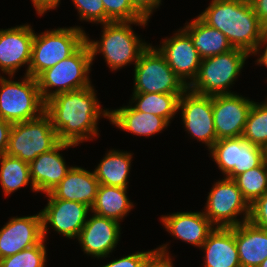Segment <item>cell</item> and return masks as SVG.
Masks as SVG:
<instances>
[{
  "instance_id": "cell-1",
  "label": "cell",
  "mask_w": 267,
  "mask_h": 267,
  "mask_svg": "<svg viewBox=\"0 0 267 267\" xmlns=\"http://www.w3.org/2000/svg\"><path fill=\"white\" fill-rule=\"evenodd\" d=\"M94 86L59 93L45 102V113L60 142L79 145L86 140L99 137L98 121L109 120L110 110L103 109L96 96Z\"/></svg>"
},
{
  "instance_id": "cell-2",
  "label": "cell",
  "mask_w": 267,
  "mask_h": 267,
  "mask_svg": "<svg viewBox=\"0 0 267 267\" xmlns=\"http://www.w3.org/2000/svg\"><path fill=\"white\" fill-rule=\"evenodd\" d=\"M198 16L209 26L221 31L233 48L245 50L250 55L265 31L250 1L211 0Z\"/></svg>"
},
{
  "instance_id": "cell-3",
  "label": "cell",
  "mask_w": 267,
  "mask_h": 267,
  "mask_svg": "<svg viewBox=\"0 0 267 267\" xmlns=\"http://www.w3.org/2000/svg\"><path fill=\"white\" fill-rule=\"evenodd\" d=\"M148 21L110 22L101 24L100 40H90L86 35L92 60L102 54L111 71H117L129 64H136L141 53L150 45L135 34L131 25L145 27ZM134 62V63H133Z\"/></svg>"
},
{
  "instance_id": "cell-4",
  "label": "cell",
  "mask_w": 267,
  "mask_h": 267,
  "mask_svg": "<svg viewBox=\"0 0 267 267\" xmlns=\"http://www.w3.org/2000/svg\"><path fill=\"white\" fill-rule=\"evenodd\" d=\"M81 26L59 27L41 34L34 32L28 75L37 78L43 71L74 54L85 42Z\"/></svg>"
},
{
  "instance_id": "cell-5",
  "label": "cell",
  "mask_w": 267,
  "mask_h": 267,
  "mask_svg": "<svg viewBox=\"0 0 267 267\" xmlns=\"http://www.w3.org/2000/svg\"><path fill=\"white\" fill-rule=\"evenodd\" d=\"M92 64L91 50L85 42L74 54L36 78L42 99L46 102L56 94L91 86L89 73Z\"/></svg>"
},
{
  "instance_id": "cell-6",
  "label": "cell",
  "mask_w": 267,
  "mask_h": 267,
  "mask_svg": "<svg viewBox=\"0 0 267 267\" xmlns=\"http://www.w3.org/2000/svg\"><path fill=\"white\" fill-rule=\"evenodd\" d=\"M250 54L242 49L232 50L201 60L196 78L188 86L193 93L200 95L231 94V85L235 84L246 59ZM230 88V89H229Z\"/></svg>"
},
{
  "instance_id": "cell-7",
  "label": "cell",
  "mask_w": 267,
  "mask_h": 267,
  "mask_svg": "<svg viewBox=\"0 0 267 267\" xmlns=\"http://www.w3.org/2000/svg\"><path fill=\"white\" fill-rule=\"evenodd\" d=\"M23 76L20 81H14V75L0 76V118L11 124L38 118L45 112L37 79Z\"/></svg>"
},
{
  "instance_id": "cell-8",
  "label": "cell",
  "mask_w": 267,
  "mask_h": 267,
  "mask_svg": "<svg viewBox=\"0 0 267 267\" xmlns=\"http://www.w3.org/2000/svg\"><path fill=\"white\" fill-rule=\"evenodd\" d=\"M59 142L51 119L44 112L38 118L12 125L6 154L30 163Z\"/></svg>"
},
{
  "instance_id": "cell-9",
  "label": "cell",
  "mask_w": 267,
  "mask_h": 267,
  "mask_svg": "<svg viewBox=\"0 0 267 267\" xmlns=\"http://www.w3.org/2000/svg\"><path fill=\"white\" fill-rule=\"evenodd\" d=\"M134 67L132 93H184L188 89L152 44L141 53Z\"/></svg>"
},
{
  "instance_id": "cell-10",
  "label": "cell",
  "mask_w": 267,
  "mask_h": 267,
  "mask_svg": "<svg viewBox=\"0 0 267 267\" xmlns=\"http://www.w3.org/2000/svg\"><path fill=\"white\" fill-rule=\"evenodd\" d=\"M208 194L203 213L215 227H233L249 220L250 205L232 179L217 180ZM242 214V220L237 219Z\"/></svg>"
},
{
  "instance_id": "cell-11",
  "label": "cell",
  "mask_w": 267,
  "mask_h": 267,
  "mask_svg": "<svg viewBox=\"0 0 267 267\" xmlns=\"http://www.w3.org/2000/svg\"><path fill=\"white\" fill-rule=\"evenodd\" d=\"M209 152L218 169L228 179L258 167L265 160V149L249 143L242 136L219 139Z\"/></svg>"
},
{
  "instance_id": "cell-12",
  "label": "cell",
  "mask_w": 267,
  "mask_h": 267,
  "mask_svg": "<svg viewBox=\"0 0 267 267\" xmlns=\"http://www.w3.org/2000/svg\"><path fill=\"white\" fill-rule=\"evenodd\" d=\"M179 110L185 131L197 142L205 144L209 150L217 141L212 96L200 95L187 89L179 98Z\"/></svg>"
},
{
  "instance_id": "cell-13",
  "label": "cell",
  "mask_w": 267,
  "mask_h": 267,
  "mask_svg": "<svg viewBox=\"0 0 267 267\" xmlns=\"http://www.w3.org/2000/svg\"><path fill=\"white\" fill-rule=\"evenodd\" d=\"M45 195L48 203L40 210L43 239L46 240L48 237L49 224L58 234L68 239H77L90 215L91 208L84 203L55 199L50 193Z\"/></svg>"
},
{
  "instance_id": "cell-14",
  "label": "cell",
  "mask_w": 267,
  "mask_h": 267,
  "mask_svg": "<svg viewBox=\"0 0 267 267\" xmlns=\"http://www.w3.org/2000/svg\"><path fill=\"white\" fill-rule=\"evenodd\" d=\"M253 100L238 93L212 96L217 140L241 137Z\"/></svg>"
},
{
  "instance_id": "cell-15",
  "label": "cell",
  "mask_w": 267,
  "mask_h": 267,
  "mask_svg": "<svg viewBox=\"0 0 267 267\" xmlns=\"http://www.w3.org/2000/svg\"><path fill=\"white\" fill-rule=\"evenodd\" d=\"M34 32L29 24L0 29V71L5 75H15L24 65L28 75Z\"/></svg>"
},
{
  "instance_id": "cell-16",
  "label": "cell",
  "mask_w": 267,
  "mask_h": 267,
  "mask_svg": "<svg viewBox=\"0 0 267 267\" xmlns=\"http://www.w3.org/2000/svg\"><path fill=\"white\" fill-rule=\"evenodd\" d=\"M175 32L172 37L163 39L162 45L156 48L173 72L189 86L198 74L202 59L193 46L190 35L183 28Z\"/></svg>"
},
{
  "instance_id": "cell-17",
  "label": "cell",
  "mask_w": 267,
  "mask_h": 267,
  "mask_svg": "<svg viewBox=\"0 0 267 267\" xmlns=\"http://www.w3.org/2000/svg\"><path fill=\"white\" fill-rule=\"evenodd\" d=\"M121 223L96 214L88 216L77 238L82 251L93 258L104 259L120 241Z\"/></svg>"
},
{
  "instance_id": "cell-18",
  "label": "cell",
  "mask_w": 267,
  "mask_h": 267,
  "mask_svg": "<svg viewBox=\"0 0 267 267\" xmlns=\"http://www.w3.org/2000/svg\"><path fill=\"white\" fill-rule=\"evenodd\" d=\"M43 240L41 213L12 217L0 229V259L35 246Z\"/></svg>"
},
{
  "instance_id": "cell-19",
  "label": "cell",
  "mask_w": 267,
  "mask_h": 267,
  "mask_svg": "<svg viewBox=\"0 0 267 267\" xmlns=\"http://www.w3.org/2000/svg\"><path fill=\"white\" fill-rule=\"evenodd\" d=\"M77 145L59 142L50 151L39 155L29 163L30 177L36 192H51L66 176L72 166H67L60 151Z\"/></svg>"
},
{
  "instance_id": "cell-20",
  "label": "cell",
  "mask_w": 267,
  "mask_h": 267,
  "mask_svg": "<svg viewBox=\"0 0 267 267\" xmlns=\"http://www.w3.org/2000/svg\"><path fill=\"white\" fill-rule=\"evenodd\" d=\"M160 219L171 236L199 248L206 241L208 234L215 228L203 211L173 212L162 215Z\"/></svg>"
},
{
  "instance_id": "cell-21",
  "label": "cell",
  "mask_w": 267,
  "mask_h": 267,
  "mask_svg": "<svg viewBox=\"0 0 267 267\" xmlns=\"http://www.w3.org/2000/svg\"><path fill=\"white\" fill-rule=\"evenodd\" d=\"M99 181L94 171L72 166L64 179L49 192L55 199L84 203L90 208L95 202Z\"/></svg>"
},
{
  "instance_id": "cell-22",
  "label": "cell",
  "mask_w": 267,
  "mask_h": 267,
  "mask_svg": "<svg viewBox=\"0 0 267 267\" xmlns=\"http://www.w3.org/2000/svg\"><path fill=\"white\" fill-rule=\"evenodd\" d=\"M204 267H241L233 227H215L200 247Z\"/></svg>"
},
{
  "instance_id": "cell-23",
  "label": "cell",
  "mask_w": 267,
  "mask_h": 267,
  "mask_svg": "<svg viewBox=\"0 0 267 267\" xmlns=\"http://www.w3.org/2000/svg\"><path fill=\"white\" fill-rule=\"evenodd\" d=\"M241 267H258L267 258V230L249 220L234 226Z\"/></svg>"
},
{
  "instance_id": "cell-24",
  "label": "cell",
  "mask_w": 267,
  "mask_h": 267,
  "mask_svg": "<svg viewBox=\"0 0 267 267\" xmlns=\"http://www.w3.org/2000/svg\"><path fill=\"white\" fill-rule=\"evenodd\" d=\"M110 124L121 131H126L137 136L150 137L167 129L169 123L158 115L140 112L132 104L117 109H111ZM167 127V128H166Z\"/></svg>"
},
{
  "instance_id": "cell-25",
  "label": "cell",
  "mask_w": 267,
  "mask_h": 267,
  "mask_svg": "<svg viewBox=\"0 0 267 267\" xmlns=\"http://www.w3.org/2000/svg\"><path fill=\"white\" fill-rule=\"evenodd\" d=\"M183 29L190 35L193 46L201 59L226 53L233 49L227 37L216 28L206 24L199 16L186 22Z\"/></svg>"
},
{
  "instance_id": "cell-26",
  "label": "cell",
  "mask_w": 267,
  "mask_h": 267,
  "mask_svg": "<svg viewBox=\"0 0 267 267\" xmlns=\"http://www.w3.org/2000/svg\"><path fill=\"white\" fill-rule=\"evenodd\" d=\"M133 154L121 150L110 149L94 169L99 184L128 188V177Z\"/></svg>"
},
{
  "instance_id": "cell-27",
  "label": "cell",
  "mask_w": 267,
  "mask_h": 267,
  "mask_svg": "<svg viewBox=\"0 0 267 267\" xmlns=\"http://www.w3.org/2000/svg\"><path fill=\"white\" fill-rule=\"evenodd\" d=\"M134 207L127 196V188L100 184L91 214L121 222Z\"/></svg>"
},
{
  "instance_id": "cell-28",
  "label": "cell",
  "mask_w": 267,
  "mask_h": 267,
  "mask_svg": "<svg viewBox=\"0 0 267 267\" xmlns=\"http://www.w3.org/2000/svg\"><path fill=\"white\" fill-rule=\"evenodd\" d=\"M129 104L140 111L163 117L169 124L178 113L179 98L183 93H132Z\"/></svg>"
},
{
  "instance_id": "cell-29",
  "label": "cell",
  "mask_w": 267,
  "mask_h": 267,
  "mask_svg": "<svg viewBox=\"0 0 267 267\" xmlns=\"http://www.w3.org/2000/svg\"><path fill=\"white\" fill-rule=\"evenodd\" d=\"M30 183L33 192H36L31 177L29 163L7 154L0 156V184L4 195L28 186Z\"/></svg>"
},
{
  "instance_id": "cell-30",
  "label": "cell",
  "mask_w": 267,
  "mask_h": 267,
  "mask_svg": "<svg viewBox=\"0 0 267 267\" xmlns=\"http://www.w3.org/2000/svg\"><path fill=\"white\" fill-rule=\"evenodd\" d=\"M243 198L251 205L267 192V160L258 167L242 172L232 179Z\"/></svg>"
},
{
  "instance_id": "cell-31",
  "label": "cell",
  "mask_w": 267,
  "mask_h": 267,
  "mask_svg": "<svg viewBox=\"0 0 267 267\" xmlns=\"http://www.w3.org/2000/svg\"><path fill=\"white\" fill-rule=\"evenodd\" d=\"M242 137L253 145L267 147V98L261 103L253 102Z\"/></svg>"
},
{
  "instance_id": "cell-32",
  "label": "cell",
  "mask_w": 267,
  "mask_h": 267,
  "mask_svg": "<svg viewBox=\"0 0 267 267\" xmlns=\"http://www.w3.org/2000/svg\"><path fill=\"white\" fill-rule=\"evenodd\" d=\"M46 240L12 256L0 259V267H46Z\"/></svg>"
},
{
  "instance_id": "cell-33",
  "label": "cell",
  "mask_w": 267,
  "mask_h": 267,
  "mask_svg": "<svg viewBox=\"0 0 267 267\" xmlns=\"http://www.w3.org/2000/svg\"><path fill=\"white\" fill-rule=\"evenodd\" d=\"M107 23L148 21L144 19L133 7L129 0H102Z\"/></svg>"
},
{
  "instance_id": "cell-34",
  "label": "cell",
  "mask_w": 267,
  "mask_h": 267,
  "mask_svg": "<svg viewBox=\"0 0 267 267\" xmlns=\"http://www.w3.org/2000/svg\"><path fill=\"white\" fill-rule=\"evenodd\" d=\"M78 11L80 21L105 24L107 15L102 0H72Z\"/></svg>"
},
{
  "instance_id": "cell-35",
  "label": "cell",
  "mask_w": 267,
  "mask_h": 267,
  "mask_svg": "<svg viewBox=\"0 0 267 267\" xmlns=\"http://www.w3.org/2000/svg\"><path fill=\"white\" fill-rule=\"evenodd\" d=\"M156 254V249L148 251H137L130 255H125L119 259L110 261L105 265H100V267H146L148 262Z\"/></svg>"
},
{
  "instance_id": "cell-36",
  "label": "cell",
  "mask_w": 267,
  "mask_h": 267,
  "mask_svg": "<svg viewBox=\"0 0 267 267\" xmlns=\"http://www.w3.org/2000/svg\"><path fill=\"white\" fill-rule=\"evenodd\" d=\"M249 221L267 230V192L250 205Z\"/></svg>"
},
{
  "instance_id": "cell-37",
  "label": "cell",
  "mask_w": 267,
  "mask_h": 267,
  "mask_svg": "<svg viewBox=\"0 0 267 267\" xmlns=\"http://www.w3.org/2000/svg\"><path fill=\"white\" fill-rule=\"evenodd\" d=\"M169 244H163L156 248V254L148 262L146 267H173V260L167 249Z\"/></svg>"
},
{
  "instance_id": "cell-38",
  "label": "cell",
  "mask_w": 267,
  "mask_h": 267,
  "mask_svg": "<svg viewBox=\"0 0 267 267\" xmlns=\"http://www.w3.org/2000/svg\"><path fill=\"white\" fill-rule=\"evenodd\" d=\"M132 7L146 20L153 14L155 9L159 8L162 0H129Z\"/></svg>"
},
{
  "instance_id": "cell-39",
  "label": "cell",
  "mask_w": 267,
  "mask_h": 267,
  "mask_svg": "<svg viewBox=\"0 0 267 267\" xmlns=\"http://www.w3.org/2000/svg\"><path fill=\"white\" fill-rule=\"evenodd\" d=\"M12 125L10 122L0 118V156L6 154Z\"/></svg>"
},
{
  "instance_id": "cell-40",
  "label": "cell",
  "mask_w": 267,
  "mask_h": 267,
  "mask_svg": "<svg viewBox=\"0 0 267 267\" xmlns=\"http://www.w3.org/2000/svg\"><path fill=\"white\" fill-rule=\"evenodd\" d=\"M36 13L39 16L44 15L50 9H56L61 3V0H31Z\"/></svg>"
},
{
  "instance_id": "cell-41",
  "label": "cell",
  "mask_w": 267,
  "mask_h": 267,
  "mask_svg": "<svg viewBox=\"0 0 267 267\" xmlns=\"http://www.w3.org/2000/svg\"><path fill=\"white\" fill-rule=\"evenodd\" d=\"M265 44V46H264ZM264 46V50L263 52H261V48ZM262 53V55H260ZM251 55H257L256 57H258V59L256 60V63L257 65H264L267 67V30L264 31L263 35H262V38L261 40L259 41V43L257 44V47L256 49L252 52Z\"/></svg>"
},
{
  "instance_id": "cell-42",
  "label": "cell",
  "mask_w": 267,
  "mask_h": 267,
  "mask_svg": "<svg viewBox=\"0 0 267 267\" xmlns=\"http://www.w3.org/2000/svg\"><path fill=\"white\" fill-rule=\"evenodd\" d=\"M251 6L259 21L267 26V0H251Z\"/></svg>"
},
{
  "instance_id": "cell-43",
  "label": "cell",
  "mask_w": 267,
  "mask_h": 267,
  "mask_svg": "<svg viewBox=\"0 0 267 267\" xmlns=\"http://www.w3.org/2000/svg\"><path fill=\"white\" fill-rule=\"evenodd\" d=\"M258 267H267V258Z\"/></svg>"
},
{
  "instance_id": "cell-44",
  "label": "cell",
  "mask_w": 267,
  "mask_h": 267,
  "mask_svg": "<svg viewBox=\"0 0 267 267\" xmlns=\"http://www.w3.org/2000/svg\"><path fill=\"white\" fill-rule=\"evenodd\" d=\"M265 159L267 160V147L265 148Z\"/></svg>"
}]
</instances>
